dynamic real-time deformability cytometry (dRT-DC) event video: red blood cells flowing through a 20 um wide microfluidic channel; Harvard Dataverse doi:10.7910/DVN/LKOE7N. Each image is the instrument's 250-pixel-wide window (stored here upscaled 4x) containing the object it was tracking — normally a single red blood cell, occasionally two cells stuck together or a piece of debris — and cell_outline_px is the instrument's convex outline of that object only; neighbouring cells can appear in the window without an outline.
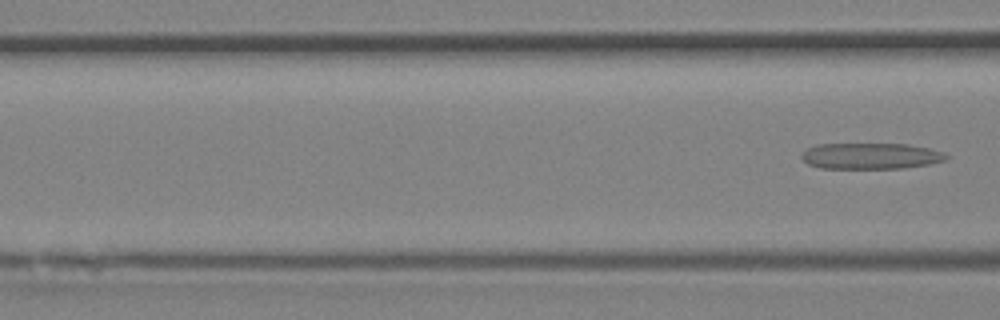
{"species": "Egyptian fruit bat (a non-hibernating species)", "species_latin": "Rousettus aegyptiacus", "temperature_condition": "room temperature", "stored_images_in_passage": 5, "camera_frame_rate_fps": 3000, "um_per_image_px": 0.085, "animal": {"sex": "female"}, "frame": {"image": 1, "passage_image": 5, "time_ms": 1.333, "image_size_px": [1000, 320], "cell_outline_px": [[948, 156], [944, 160], [928, 164], [904, 168], [820, 168], [808, 164], [800, 156], [800, 152], [816, 144], [908, 144], [932, 148], [944, 152]], "centroid_in_image_um": [73.99, 13.25], "position_along_channel_um": 92.6, "area_um2": 22.08}}